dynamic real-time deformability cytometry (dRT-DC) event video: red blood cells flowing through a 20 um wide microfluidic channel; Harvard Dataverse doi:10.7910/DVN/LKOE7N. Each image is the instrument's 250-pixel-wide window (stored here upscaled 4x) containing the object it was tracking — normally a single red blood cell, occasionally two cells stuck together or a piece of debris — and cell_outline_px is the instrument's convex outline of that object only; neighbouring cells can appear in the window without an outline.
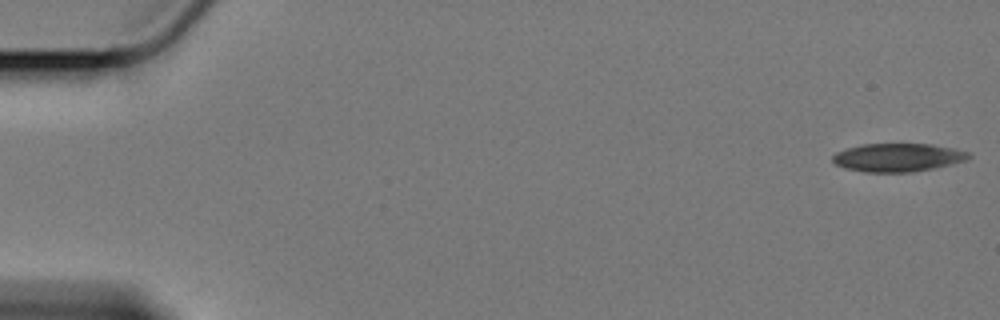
{"species": "Egyptian fruit bat (a non-hibernating species)", "species_latin": "Rousettus aegyptiacus", "temperature_condition": "cold", "stored_images_in_passage": 59, "camera_frame_rate_fps": 3000, "um_per_image_px": 0.085, "animal": {"sex": "female"}, "frame": {"image": 1, "passage_image": 1, "time_ms": 0.0, "image_size_px": [1000, 320], "cell_outline_px": [[972, 156], [968, 160], [936, 168], [912, 172], [864, 172], [844, 168], [836, 164], [832, 160], [832, 156], [836, 152], [848, 148], [864, 144], [932, 144], [972, 152]], "centroid_in_image_um": [76.37, 13.39], "position_along_channel_um": 8.6, "area_um2": 22.6}}
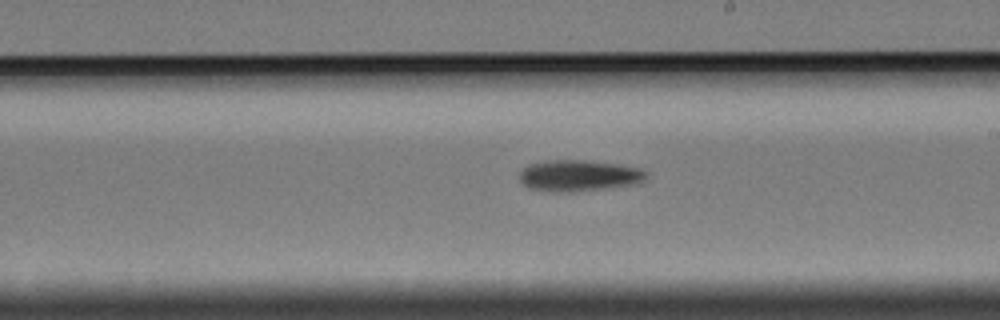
{"frame": {"image": 2, "passage_image": 34, "time_ms": 11.0, "image_size_px": [1000, 320], "cell_outline_px": [[648, 176], [640, 184], [612, 188], [576, 192], [544, 192], [528, 188], [520, 184], [520, 172], [528, 164], [552, 160], [580, 160], [616, 164], [640, 168], [648, 172]], "centroid_in_image_um": [49.22, 14.96], "position_along_channel_um": 239.8, "area_um2": 23.64}}
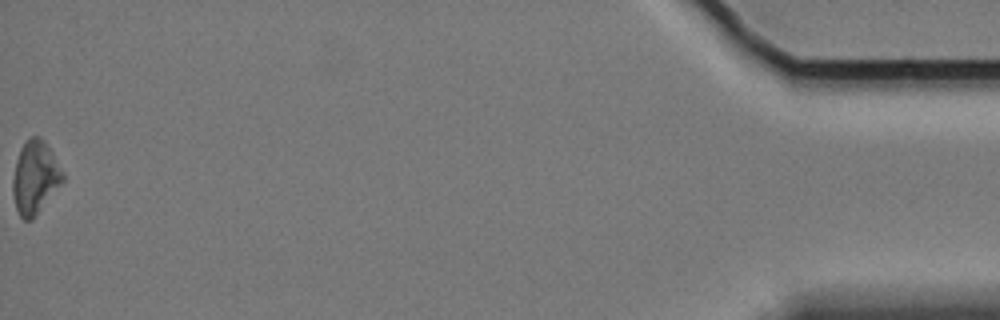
{"frame": {"image": 3, "passage_image": 59, "time_ms": 19.333, "image_size_px": [1000, 320], "cell_outline_px": [[64, 180], [32, 220], [24, 220], [20, 216], [16, 208], [12, 192], [12, 180], [16, 160], [20, 148], [32, 136], [40, 136], [44, 140], [52, 152], [64, 172]], "centroid_in_image_um": [2.98, 15.08], "position_along_channel_um": 432.2, "area_um2": 21.15}, "authors_computed_cell_mechanics": {"area_um2": 22.5998, "velocity_mm_per_s": 3.4071, "shape_relaxation_time_tau1_ms": 3.5021, "shape_relaxation_time_tau2_ms": null, "deformation_change_tau1": 0.0933, "deformation_change_tau2": null}}